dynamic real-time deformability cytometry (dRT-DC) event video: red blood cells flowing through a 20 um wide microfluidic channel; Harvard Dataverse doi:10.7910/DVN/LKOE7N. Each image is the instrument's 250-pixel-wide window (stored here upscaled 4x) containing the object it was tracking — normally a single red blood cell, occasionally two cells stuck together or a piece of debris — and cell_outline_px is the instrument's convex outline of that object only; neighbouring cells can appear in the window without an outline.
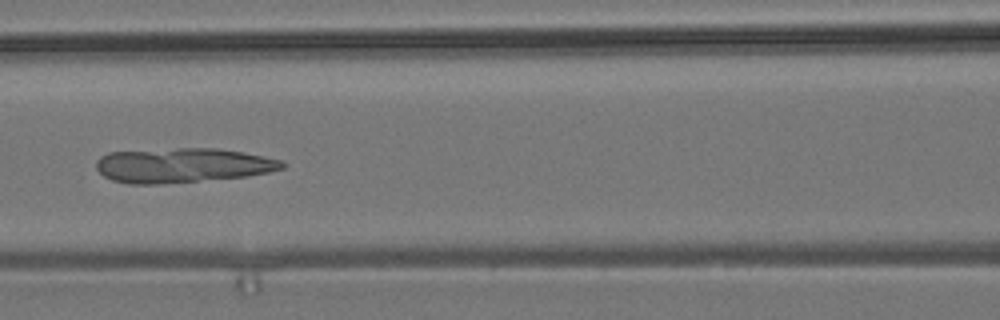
{"species": "common noctule bat (a hibernating species)", "species_latin": "Nyctalus noctula", "temperature_condition": "room temperature", "stored_images_in_passage": 5, "camera_frame_rate_fps": 3000, "um_per_image_px": 0.085, "animal": {"sex": "male", "body_mass_g": 19.2, "forearm_length_mm": 51.8}, "frame": {"image": 1, "passage_image": 5, "time_ms": 6.0, "image_size_px": [1000, 320], "cell_outline_px": [[288, 164], [284, 168], [268, 172], [248, 176], [156, 184], [128, 184], [112, 180], [104, 176], [96, 168], [96, 160], [100, 156], [108, 152], [176, 148], [216, 148], [244, 152], [284, 160]], "centroid_in_image_um": [15.53, 14.04], "position_along_channel_um": 151.1, "area_um2": 37.69}}